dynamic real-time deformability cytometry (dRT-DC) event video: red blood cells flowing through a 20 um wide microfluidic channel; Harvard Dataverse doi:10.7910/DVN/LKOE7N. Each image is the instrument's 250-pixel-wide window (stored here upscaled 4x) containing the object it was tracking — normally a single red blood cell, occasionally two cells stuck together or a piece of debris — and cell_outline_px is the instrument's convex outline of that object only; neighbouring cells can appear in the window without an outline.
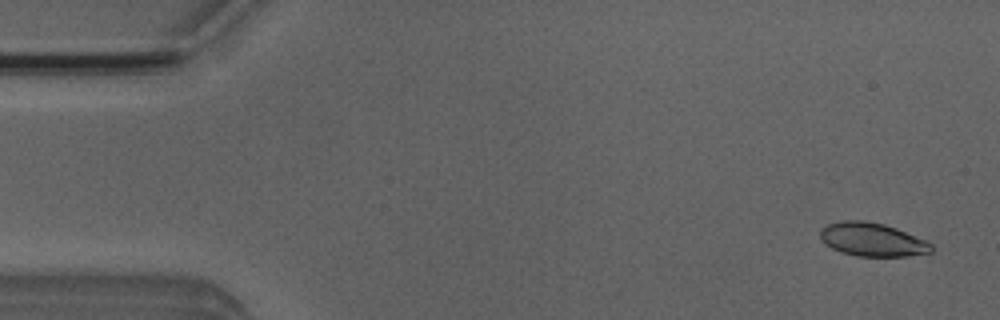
{"species": "Egyptian fruit bat (a non-hibernating species)", "species_latin": "Rousettus aegyptiacus", "temperature_condition": "room temperature", "stored_images_in_passage": 4, "camera_frame_rate_fps": 3000, "um_per_image_px": 0.085, "animal": {"sex": "male"}, "frame": {"image": 1, "passage_image": 1, "time_ms": 0.0, "image_size_px": [1000, 320], "cell_outline_px": [[932, 252], [908, 256], [856, 256], [840, 252], [824, 244], [820, 240], [820, 228], [828, 224], [840, 220], [864, 220], [884, 224], [896, 228], [928, 240], [932, 244]], "centroid_in_image_um": [74.13, 20.36], "position_along_channel_um": 10.9, "area_um2": 22.02}}